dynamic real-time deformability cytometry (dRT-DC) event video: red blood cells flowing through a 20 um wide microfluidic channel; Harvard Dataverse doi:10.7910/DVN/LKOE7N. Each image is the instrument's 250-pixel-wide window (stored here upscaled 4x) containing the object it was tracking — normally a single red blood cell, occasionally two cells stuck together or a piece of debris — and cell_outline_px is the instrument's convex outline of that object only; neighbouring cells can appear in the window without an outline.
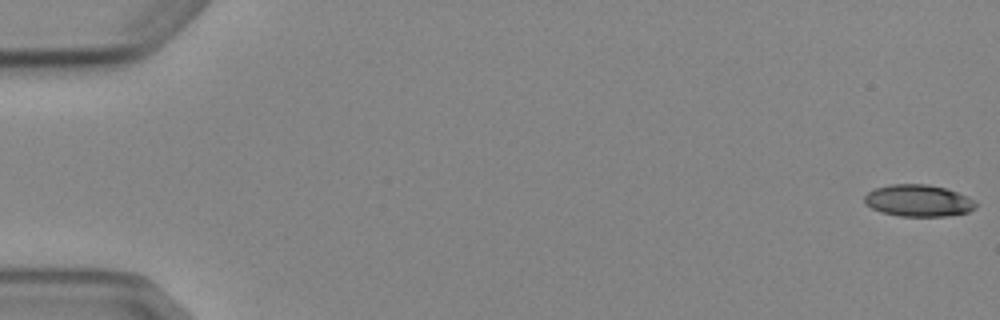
{"species": "Egyptian fruit bat (a non-hibernating species)", "species_latin": "Rousettus aegyptiacus", "temperature_condition": "cold", "stored_images_in_passage": 5, "camera_frame_rate_fps": 3000, "um_per_image_px": 0.085, "animal": {"sex": "female"}, "frame": {"image": 1, "passage_image": 1, "time_ms": 0.0, "image_size_px": [1000, 320], "cell_outline_px": [[976, 208], [968, 212], [948, 216], [900, 216], [880, 212], [864, 204], [864, 196], [868, 192], [876, 188], [888, 184], [928, 184], [944, 188], [968, 196], [976, 200]], "centroid_in_image_um": [78.06, 17.05], "position_along_channel_um": 6.9, "area_um2": 20.81}}
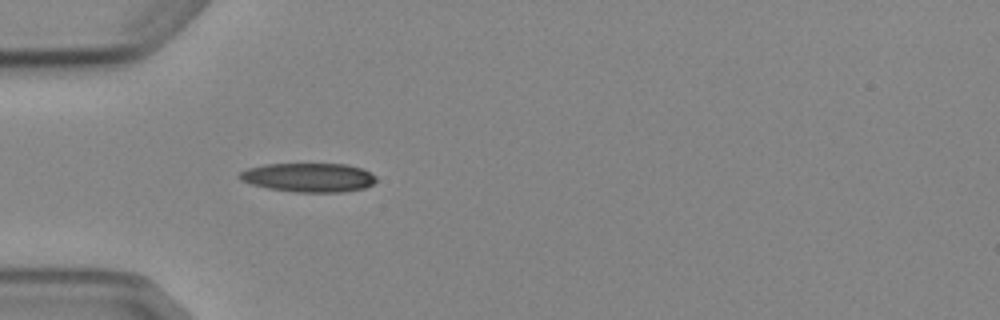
{"frame": {"image": 2, "passage_image": 5, "time_ms": 5.333, "image_size_px": [1000, 320], "cell_outline_px": [[376, 180], [372, 184], [364, 188], [344, 192], [296, 192], [268, 188], [252, 184], [240, 180], [236, 176], [240, 172], [248, 168], [264, 164], [348, 164], [364, 168], [376, 176]], "centroid_in_image_um": [26.24, 15.08], "position_along_channel_um": 58.8, "area_um2": 23.24}}